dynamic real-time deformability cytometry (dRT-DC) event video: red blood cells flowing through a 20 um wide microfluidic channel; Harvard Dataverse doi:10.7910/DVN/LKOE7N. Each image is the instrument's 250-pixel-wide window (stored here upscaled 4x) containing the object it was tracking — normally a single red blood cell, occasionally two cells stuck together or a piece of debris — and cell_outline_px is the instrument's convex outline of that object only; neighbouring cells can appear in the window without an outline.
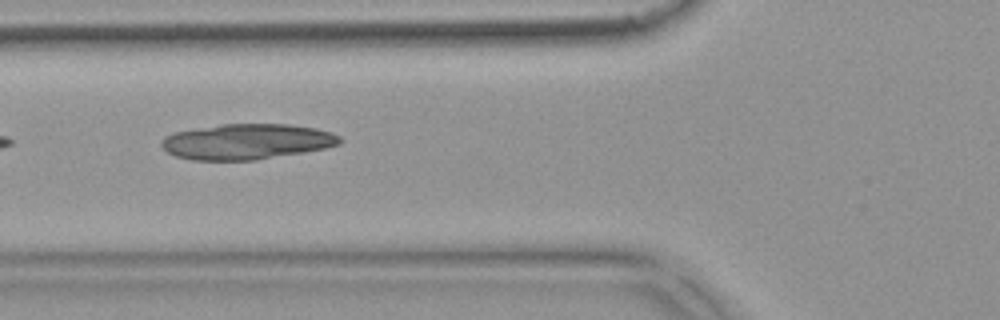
{"species": "common noctule bat (a hibernating species)", "species_latin": "Nyctalus noctula", "temperature_condition": "warm", "stored_images_in_passage": 8, "camera_frame_rate_fps": 3000, "um_per_image_px": 0.085, "animal": {"sex": "female", "body_mass_g": 18.4}, "frame": {"image": 1, "passage_image": 5, "time_ms": 1.333, "image_size_px": [1000, 320], "cell_outline_px": [[344, 140], [340, 144], [324, 148], [304, 152], [256, 160], [192, 160], [176, 156], [168, 152], [160, 144], [160, 140], [164, 136], [176, 132], [220, 124], [288, 124], [316, 128], [332, 132], [340, 136]], "centroid_in_image_um": [21.0, 12.03], "position_along_channel_um": 104.8, "area_um2": 36.99}}